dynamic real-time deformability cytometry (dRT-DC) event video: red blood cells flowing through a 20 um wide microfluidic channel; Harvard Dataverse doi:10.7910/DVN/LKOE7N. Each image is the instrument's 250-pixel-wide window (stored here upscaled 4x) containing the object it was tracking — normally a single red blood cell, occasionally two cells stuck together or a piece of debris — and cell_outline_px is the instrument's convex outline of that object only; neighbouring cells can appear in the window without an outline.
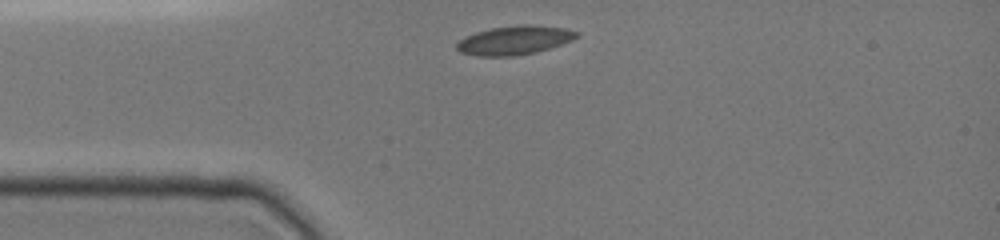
{"species": "common noctule bat (a hibernating species)", "species_latin": "Nyctalus noctula", "temperature_condition": "cold", "stored_images_in_passage": 26, "camera_frame_rate_fps": 3000, "um_per_image_px": 0.085, "animal": {"sex": "female", "body_mass_g": 19.0, "forearm_length_mm": 51.5}, "frame": {"image": 1, "passage_image": 1, "time_ms": 0.0, "image_size_px": [1000, 240], "cell_outline_px": [[580, 36], [572, 40], [536, 52], [512, 56], [476, 56], [460, 52], [456, 48], [456, 44], [464, 36], [476, 32], [492, 28], [520, 24], [532, 24], [564, 28], [580, 32]], "centroid_in_image_um": [43.73, 3.41], "position_along_channel_um": 41.3, "area_um2": 20.23}}
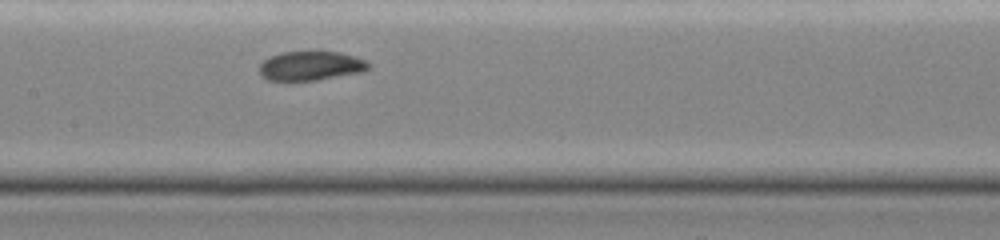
{"frame": {"image": 2, "passage_image": 11, "time_ms": 4.0, "image_size_px": [1000, 240], "cell_outline_px": [[372, 64], [364, 72], [316, 80], [268, 80], [260, 72], [260, 64], [268, 56], [284, 52], [340, 52], [364, 60]], "centroid_in_image_um": [26.43, 5.59], "position_along_channel_um": 181.0, "area_um2": 18.38}}
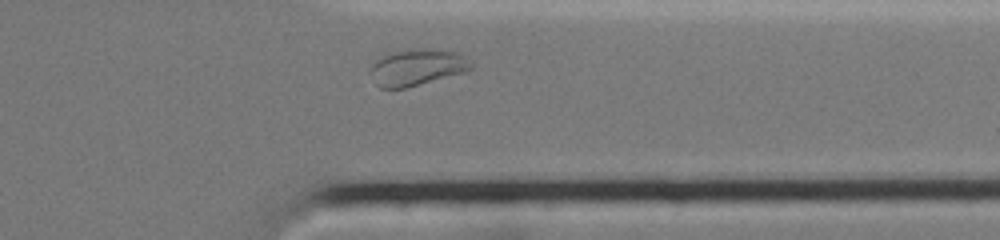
{"frame": {"image": 3, "passage_image": 23, "time_ms": 9.0, "image_size_px": [1000, 240], "cell_outline_px": [[472, 68], [468, 72], [408, 88], [380, 88], [376, 84], [372, 72], [372, 64], [376, 60], [384, 56], [408, 48], [424, 48], [456, 52], [464, 56], [472, 64]], "centroid_in_image_um": [35.51, 5.73], "position_along_channel_um": 375.9, "area_um2": 21.39}}